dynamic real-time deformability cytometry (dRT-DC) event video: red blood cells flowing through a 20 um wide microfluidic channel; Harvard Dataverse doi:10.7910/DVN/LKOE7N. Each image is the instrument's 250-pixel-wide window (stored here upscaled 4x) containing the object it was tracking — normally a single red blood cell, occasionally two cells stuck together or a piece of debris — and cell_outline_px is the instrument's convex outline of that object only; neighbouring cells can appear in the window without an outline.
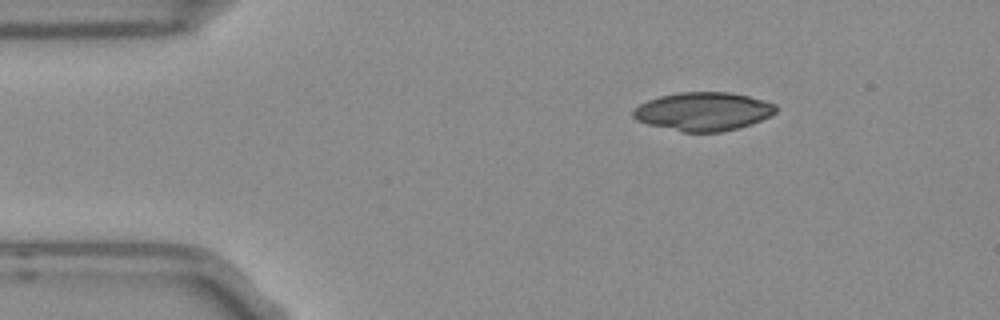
{"species": "Egyptian fruit bat (a non-hibernating species)", "species_latin": "Rousettus aegyptiacus", "temperature_condition": "room temperature", "stored_images_in_passage": 46, "camera_frame_rate_fps": 3000, "um_per_image_px": 0.085, "frame": {"image": 1, "passage_image": 1, "time_ms": 0.0, "image_size_px": [1000, 320], "cell_outline_px": [[776, 112], [772, 116], [752, 124], [740, 128], [720, 132], [684, 132], [648, 124], [636, 120], [632, 116], [632, 112], [640, 104], [648, 100], [660, 96], [680, 92], [728, 92], [748, 96], [764, 100], [776, 104]], "centroid_in_image_um": [59.81, 9.48], "position_along_channel_um": 25.2, "area_um2": 32.08}}
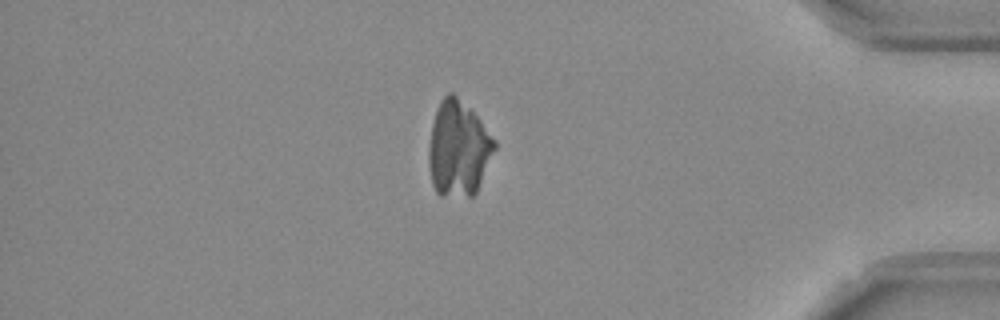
{"frame": {"image": 2, "passage_image": 38, "time_ms": 12.333, "image_size_px": [1000, 320], "cell_outline_px": [[496, 148], [476, 192], [472, 196], [440, 196], [436, 192], [432, 184], [428, 164], [428, 148], [432, 124], [440, 100], [448, 92], [452, 92], [472, 108], [496, 140]], "centroid_in_image_um": [38.96, 12.62], "position_along_channel_um": 396.2, "area_um2": 36.99}}
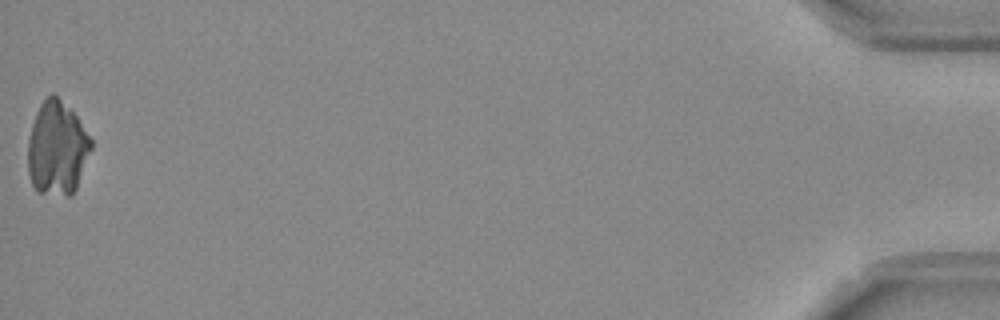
{"frame": {"image": 3, "passage_image": 46, "time_ms": 15.0, "image_size_px": [1000, 320], "cell_outline_px": [[92, 148], [76, 188], [68, 196], [36, 192], [32, 184], [28, 172], [28, 140], [32, 124], [36, 112], [40, 104], [52, 92], [76, 116], [92, 140]], "centroid_in_image_um": [4.84, 12.63], "position_along_channel_um": 430.4, "area_um2": 34.28}}